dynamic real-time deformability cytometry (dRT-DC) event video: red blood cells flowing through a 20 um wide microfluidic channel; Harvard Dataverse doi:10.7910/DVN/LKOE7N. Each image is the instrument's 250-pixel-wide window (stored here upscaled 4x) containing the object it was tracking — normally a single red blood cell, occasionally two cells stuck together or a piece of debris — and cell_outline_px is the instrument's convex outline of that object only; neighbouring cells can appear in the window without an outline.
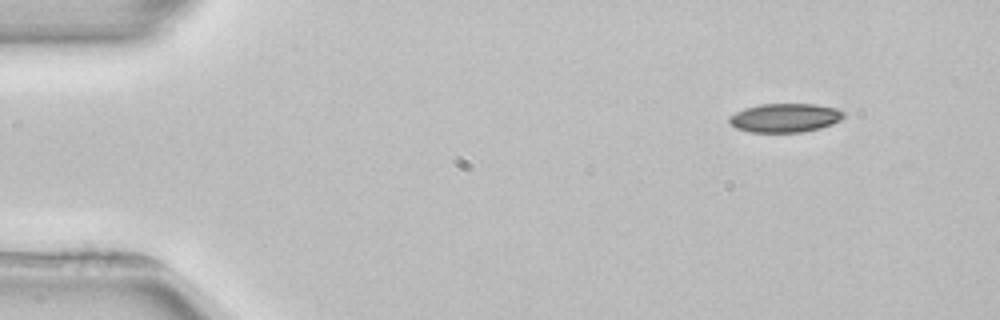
{"species": "common noctule bat (a hibernating species)", "species_latin": "Nyctalus noctula", "temperature_condition": "room temperature", "stored_images_in_passage": 3, "camera_frame_rate_fps": 3000, "um_per_image_px": 0.085, "animal": {"sex": "female", "body_mass_g": 22.7, "forearm_length_mm": 54.2}, "frame": {"image": 1, "passage_image": 3, "time_ms": 3.333, "image_size_px": [1000, 320], "cell_outline_px": [[844, 116], [840, 120], [832, 124], [820, 128], [804, 132], [752, 132], [736, 128], [728, 120], [728, 116], [744, 108], [760, 104], [816, 104], [836, 108], [844, 112]], "centroid_in_image_um": [66.72, 10.01], "position_along_channel_um": 18.3, "area_um2": 19.25}}